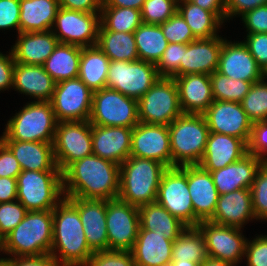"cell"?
I'll return each mask as SVG.
<instances>
[{"instance_id": "obj_1", "label": "cell", "mask_w": 267, "mask_h": 266, "mask_svg": "<svg viewBox=\"0 0 267 266\" xmlns=\"http://www.w3.org/2000/svg\"><path fill=\"white\" fill-rule=\"evenodd\" d=\"M119 178L120 165L92 154L71 163L62 172L64 197L116 199Z\"/></svg>"}, {"instance_id": "obj_2", "label": "cell", "mask_w": 267, "mask_h": 266, "mask_svg": "<svg viewBox=\"0 0 267 266\" xmlns=\"http://www.w3.org/2000/svg\"><path fill=\"white\" fill-rule=\"evenodd\" d=\"M52 213L53 238L50 255L59 266H86L94 251L86 241L78 208L64 197Z\"/></svg>"}, {"instance_id": "obj_3", "label": "cell", "mask_w": 267, "mask_h": 266, "mask_svg": "<svg viewBox=\"0 0 267 266\" xmlns=\"http://www.w3.org/2000/svg\"><path fill=\"white\" fill-rule=\"evenodd\" d=\"M53 238L52 210L27 211L23 220L1 240V252L10 257L50 254Z\"/></svg>"}, {"instance_id": "obj_4", "label": "cell", "mask_w": 267, "mask_h": 266, "mask_svg": "<svg viewBox=\"0 0 267 266\" xmlns=\"http://www.w3.org/2000/svg\"><path fill=\"white\" fill-rule=\"evenodd\" d=\"M166 169L159 161L129 156L120 165L118 198L138 208L156 202Z\"/></svg>"}, {"instance_id": "obj_5", "label": "cell", "mask_w": 267, "mask_h": 266, "mask_svg": "<svg viewBox=\"0 0 267 266\" xmlns=\"http://www.w3.org/2000/svg\"><path fill=\"white\" fill-rule=\"evenodd\" d=\"M168 128L172 167L199 164L210 134L204 116L183 113Z\"/></svg>"}, {"instance_id": "obj_6", "label": "cell", "mask_w": 267, "mask_h": 266, "mask_svg": "<svg viewBox=\"0 0 267 266\" xmlns=\"http://www.w3.org/2000/svg\"><path fill=\"white\" fill-rule=\"evenodd\" d=\"M57 123L50 101H32L7 122L0 140L53 143Z\"/></svg>"}, {"instance_id": "obj_7", "label": "cell", "mask_w": 267, "mask_h": 266, "mask_svg": "<svg viewBox=\"0 0 267 266\" xmlns=\"http://www.w3.org/2000/svg\"><path fill=\"white\" fill-rule=\"evenodd\" d=\"M16 179L17 200L27 211L53 210L64 199L61 171L23 170Z\"/></svg>"}, {"instance_id": "obj_8", "label": "cell", "mask_w": 267, "mask_h": 266, "mask_svg": "<svg viewBox=\"0 0 267 266\" xmlns=\"http://www.w3.org/2000/svg\"><path fill=\"white\" fill-rule=\"evenodd\" d=\"M137 102L141 123L168 126L183 114L177 84L172 77H160Z\"/></svg>"}, {"instance_id": "obj_9", "label": "cell", "mask_w": 267, "mask_h": 266, "mask_svg": "<svg viewBox=\"0 0 267 266\" xmlns=\"http://www.w3.org/2000/svg\"><path fill=\"white\" fill-rule=\"evenodd\" d=\"M89 122L96 126L134 128L140 122L138 102L107 87L94 91Z\"/></svg>"}, {"instance_id": "obj_10", "label": "cell", "mask_w": 267, "mask_h": 266, "mask_svg": "<svg viewBox=\"0 0 267 266\" xmlns=\"http://www.w3.org/2000/svg\"><path fill=\"white\" fill-rule=\"evenodd\" d=\"M159 78L156 65L152 63L110 61L106 87L138 101Z\"/></svg>"}, {"instance_id": "obj_11", "label": "cell", "mask_w": 267, "mask_h": 266, "mask_svg": "<svg viewBox=\"0 0 267 266\" xmlns=\"http://www.w3.org/2000/svg\"><path fill=\"white\" fill-rule=\"evenodd\" d=\"M156 202L187 227H194V209L187 183V165L170 167L164 171Z\"/></svg>"}, {"instance_id": "obj_12", "label": "cell", "mask_w": 267, "mask_h": 266, "mask_svg": "<svg viewBox=\"0 0 267 266\" xmlns=\"http://www.w3.org/2000/svg\"><path fill=\"white\" fill-rule=\"evenodd\" d=\"M53 149L56 164L63 172L71 163L93 154L89 121L58 122Z\"/></svg>"}, {"instance_id": "obj_13", "label": "cell", "mask_w": 267, "mask_h": 266, "mask_svg": "<svg viewBox=\"0 0 267 266\" xmlns=\"http://www.w3.org/2000/svg\"><path fill=\"white\" fill-rule=\"evenodd\" d=\"M139 227L138 207L119 198L106 200L108 250L131 251L138 236Z\"/></svg>"}, {"instance_id": "obj_14", "label": "cell", "mask_w": 267, "mask_h": 266, "mask_svg": "<svg viewBox=\"0 0 267 266\" xmlns=\"http://www.w3.org/2000/svg\"><path fill=\"white\" fill-rule=\"evenodd\" d=\"M99 28L100 13H85L60 7L51 31L59 43L84 48L96 45Z\"/></svg>"}, {"instance_id": "obj_15", "label": "cell", "mask_w": 267, "mask_h": 266, "mask_svg": "<svg viewBox=\"0 0 267 266\" xmlns=\"http://www.w3.org/2000/svg\"><path fill=\"white\" fill-rule=\"evenodd\" d=\"M93 92L79 78L56 83L50 100L57 122L89 121Z\"/></svg>"}, {"instance_id": "obj_16", "label": "cell", "mask_w": 267, "mask_h": 266, "mask_svg": "<svg viewBox=\"0 0 267 266\" xmlns=\"http://www.w3.org/2000/svg\"><path fill=\"white\" fill-rule=\"evenodd\" d=\"M196 227L204 236L209 258L237 265L245 257L247 239L241 229L209 220L200 221Z\"/></svg>"}, {"instance_id": "obj_17", "label": "cell", "mask_w": 267, "mask_h": 266, "mask_svg": "<svg viewBox=\"0 0 267 266\" xmlns=\"http://www.w3.org/2000/svg\"><path fill=\"white\" fill-rule=\"evenodd\" d=\"M202 115L210 132L234 136L248 144L253 122L241 103L214 100Z\"/></svg>"}, {"instance_id": "obj_18", "label": "cell", "mask_w": 267, "mask_h": 266, "mask_svg": "<svg viewBox=\"0 0 267 266\" xmlns=\"http://www.w3.org/2000/svg\"><path fill=\"white\" fill-rule=\"evenodd\" d=\"M130 156L153 159L172 167L168 126L139 122L132 128Z\"/></svg>"}, {"instance_id": "obj_19", "label": "cell", "mask_w": 267, "mask_h": 266, "mask_svg": "<svg viewBox=\"0 0 267 266\" xmlns=\"http://www.w3.org/2000/svg\"><path fill=\"white\" fill-rule=\"evenodd\" d=\"M187 183L194 209V227L209 220L216 209L218 191L211 173L200 165H187Z\"/></svg>"}, {"instance_id": "obj_20", "label": "cell", "mask_w": 267, "mask_h": 266, "mask_svg": "<svg viewBox=\"0 0 267 266\" xmlns=\"http://www.w3.org/2000/svg\"><path fill=\"white\" fill-rule=\"evenodd\" d=\"M217 71L229 78L252 83L263 79L262 69L243 42L223 40Z\"/></svg>"}, {"instance_id": "obj_21", "label": "cell", "mask_w": 267, "mask_h": 266, "mask_svg": "<svg viewBox=\"0 0 267 266\" xmlns=\"http://www.w3.org/2000/svg\"><path fill=\"white\" fill-rule=\"evenodd\" d=\"M221 37L196 39L183 44V60L180 62V76L186 74H212L218 69L219 56L223 46Z\"/></svg>"}, {"instance_id": "obj_22", "label": "cell", "mask_w": 267, "mask_h": 266, "mask_svg": "<svg viewBox=\"0 0 267 266\" xmlns=\"http://www.w3.org/2000/svg\"><path fill=\"white\" fill-rule=\"evenodd\" d=\"M68 198L77 208L89 247L95 251L108 250L106 200Z\"/></svg>"}, {"instance_id": "obj_23", "label": "cell", "mask_w": 267, "mask_h": 266, "mask_svg": "<svg viewBox=\"0 0 267 266\" xmlns=\"http://www.w3.org/2000/svg\"><path fill=\"white\" fill-rule=\"evenodd\" d=\"M93 154L121 165L129 156L132 128L91 125Z\"/></svg>"}, {"instance_id": "obj_24", "label": "cell", "mask_w": 267, "mask_h": 266, "mask_svg": "<svg viewBox=\"0 0 267 266\" xmlns=\"http://www.w3.org/2000/svg\"><path fill=\"white\" fill-rule=\"evenodd\" d=\"M248 154V144L234 136L210 132L204 155L198 165L216 171L239 161Z\"/></svg>"}, {"instance_id": "obj_25", "label": "cell", "mask_w": 267, "mask_h": 266, "mask_svg": "<svg viewBox=\"0 0 267 266\" xmlns=\"http://www.w3.org/2000/svg\"><path fill=\"white\" fill-rule=\"evenodd\" d=\"M265 161L247 154L242 159L216 171H209L219 195L238 189H250Z\"/></svg>"}, {"instance_id": "obj_26", "label": "cell", "mask_w": 267, "mask_h": 266, "mask_svg": "<svg viewBox=\"0 0 267 266\" xmlns=\"http://www.w3.org/2000/svg\"><path fill=\"white\" fill-rule=\"evenodd\" d=\"M255 218L250 189H238L219 195L217 206L209 221L241 229Z\"/></svg>"}, {"instance_id": "obj_27", "label": "cell", "mask_w": 267, "mask_h": 266, "mask_svg": "<svg viewBox=\"0 0 267 266\" xmlns=\"http://www.w3.org/2000/svg\"><path fill=\"white\" fill-rule=\"evenodd\" d=\"M174 80L183 113L203 114L214 101L210 75L186 74Z\"/></svg>"}, {"instance_id": "obj_28", "label": "cell", "mask_w": 267, "mask_h": 266, "mask_svg": "<svg viewBox=\"0 0 267 266\" xmlns=\"http://www.w3.org/2000/svg\"><path fill=\"white\" fill-rule=\"evenodd\" d=\"M173 241L164 234L139 227L131 253L135 266H170Z\"/></svg>"}, {"instance_id": "obj_29", "label": "cell", "mask_w": 267, "mask_h": 266, "mask_svg": "<svg viewBox=\"0 0 267 266\" xmlns=\"http://www.w3.org/2000/svg\"><path fill=\"white\" fill-rule=\"evenodd\" d=\"M17 38L11 52L15 62L26 65H43L59 43L51 30L20 32Z\"/></svg>"}, {"instance_id": "obj_30", "label": "cell", "mask_w": 267, "mask_h": 266, "mask_svg": "<svg viewBox=\"0 0 267 266\" xmlns=\"http://www.w3.org/2000/svg\"><path fill=\"white\" fill-rule=\"evenodd\" d=\"M23 170L61 171L56 164L53 143L1 140Z\"/></svg>"}, {"instance_id": "obj_31", "label": "cell", "mask_w": 267, "mask_h": 266, "mask_svg": "<svg viewBox=\"0 0 267 266\" xmlns=\"http://www.w3.org/2000/svg\"><path fill=\"white\" fill-rule=\"evenodd\" d=\"M56 82L44 70L43 65H26L15 62L13 89L21 94L30 95L37 101H50Z\"/></svg>"}, {"instance_id": "obj_32", "label": "cell", "mask_w": 267, "mask_h": 266, "mask_svg": "<svg viewBox=\"0 0 267 266\" xmlns=\"http://www.w3.org/2000/svg\"><path fill=\"white\" fill-rule=\"evenodd\" d=\"M59 8L58 0H20V32L52 30Z\"/></svg>"}, {"instance_id": "obj_33", "label": "cell", "mask_w": 267, "mask_h": 266, "mask_svg": "<svg viewBox=\"0 0 267 266\" xmlns=\"http://www.w3.org/2000/svg\"><path fill=\"white\" fill-rule=\"evenodd\" d=\"M110 60L97 46L84 47L81 50L78 78L92 91L106 87Z\"/></svg>"}, {"instance_id": "obj_34", "label": "cell", "mask_w": 267, "mask_h": 266, "mask_svg": "<svg viewBox=\"0 0 267 266\" xmlns=\"http://www.w3.org/2000/svg\"><path fill=\"white\" fill-rule=\"evenodd\" d=\"M138 209L140 226L144 230L164 234L171 241H174L187 228L157 202L140 206Z\"/></svg>"}, {"instance_id": "obj_35", "label": "cell", "mask_w": 267, "mask_h": 266, "mask_svg": "<svg viewBox=\"0 0 267 266\" xmlns=\"http://www.w3.org/2000/svg\"><path fill=\"white\" fill-rule=\"evenodd\" d=\"M82 47L58 43L53 53L44 62V70L56 83L78 78Z\"/></svg>"}, {"instance_id": "obj_36", "label": "cell", "mask_w": 267, "mask_h": 266, "mask_svg": "<svg viewBox=\"0 0 267 266\" xmlns=\"http://www.w3.org/2000/svg\"><path fill=\"white\" fill-rule=\"evenodd\" d=\"M177 12L197 39L218 36L217 31L223 22L213 12L202 9L188 0H178Z\"/></svg>"}, {"instance_id": "obj_37", "label": "cell", "mask_w": 267, "mask_h": 266, "mask_svg": "<svg viewBox=\"0 0 267 266\" xmlns=\"http://www.w3.org/2000/svg\"><path fill=\"white\" fill-rule=\"evenodd\" d=\"M96 45L110 61L132 62L139 60L133 32L99 30Z\"/></svg>"}, {"instance_id": "obj_38", "label": "cell", "mask_w": 267, "mask_h": 266, "mask_svg": "<svg viewBox=\"0 0 267 266\" xmlns=\"http://www.w3.org/2000/svg\"><path fill=\"white\" fill-rule=\"evenodd\" d=\"M133 34L139 60L156 65L168 46L160 25L142 23Z\"/></svg>"}, {"instance_id": "obj_39", "label": "cell", "mask_w": 267, "mask_h": 266, "mask_svg": "<svg viewBox=\"0 0 267 266\" xmlns=\"http://www.w3.org/2000/svg\"><path fill=\"white\" fill-rule=\"evenodd\" d=\"M203 234L197 227H187L174 241L172 261H191L202 264L208 259Z\"/></svg>"}, {"instance_id": "obj_40", "label": "cell", "mask_w": 267, "mask_h": 266, "mask_svg": "<svg viewBox=\"0 0 267 266\" xmlns=\"http://www.w3.org/2000/svg\"><path fill=\"white\" fill-rule=\"evenodd\" d=\"M141 10L125 7H102L99 30L134 32L142 24Z\"/></svg>"}, {"instance_id": "obj_41", "label": "cell", "mask_w": 267, "mask_h": 266, "mask_svg": "<svg viewBox=\"0 0 267 266\" xmlns=\"http://www.w3.org/2000/svg\"><path fill=\"white\" fill-rule=\"evenodd\" d=\"M214 100L241 103L252 87V82L229 78L217 70L210 74Z\"/></svg>"}, {"instance_id": "obj_42", "label": "cell", "mask_w": 267, "mask_h": 266, "mask_svg": "<svg viewBox=\"0 0 267 266\" xmlns=\"http://www.w3.org/2000/svg\"><path fill=\"white\" fill-rule=\"evenodd\" d=\"M241 104L253 123L267 120V83L264 79L253 83Z\"/></svg>"}, {"instance_id": "obj_43", "label": "cell", "mask_w": 267, "mask_h": 266, "mask_svg": "<svg viewBox=\"0 0 267 266\" xmlns=\"http://www.w3.org/2000/svg\"><path fill=\"white\" fill-rule=\"evenodd\" d=\"M178 0H145L141 9L142 22L160 25L177 12Z\"/></svg>"}, {"instance_id": "obj_44", "label": "cell", "mask_w": 267, "mask_h": 266, "mask_svg": "<svg viewBox=\"0 0 267 266\" xmlns=\"http://www.w3.org/2000/svg\"><path fill=\"white\" fill-rule=\"evenodd\" d=\"M250 191L256 220H267V161L260 167Z\"/></svg>"}, {"instance_id": "obj_45", "label": "cell", "mask_w": 267, "mask_h": 266, "mask_svg": "<svg viewBox=\"0 0 267 266\" xmlns=\"http://www.w3.org/2000/svg\"><path fill=\"white\" fill-rule=\"evenodd\" d=\"M160 27L168 43L188 44L197 39L178 12L160 24Z\"/></svg>"}, {"instance_id": "obj_46", "label": "cell", "mask_w": 267, "mask_h": 266, "mask_svg": "<svg viewBox=\"0 0 267 266\" xmlns=\"http://www.w3.org/2000/svg\"><path fill=\"white\" fill-rule=\"evenodd\" d=\"M183 60V44L168 43L167 48L156 64L160 77L180 76V62Z\"/></svg>"}, {"instance_id": "obj_47", "label": "cell", "mask_w": 267, "mask_h": 266, "mask_svg": "<svg viewBox=\"0 0 267 266\" xmlns=\"http://www.w3.org/2000/svg\"><path fill=\"white\" fill-rule=\"evenodd\" d=\"M26 213V208L18 200L0 203V240L23 220Z\"/></svg>"}, {"instance_id": "obj_48", "label": "cell", "mask_w": 267, "mask_h": 266, "mask_svg": "<svg viewBox=\"0 0 267 266\" xmlns=\"http://www.w3.org/2000/svg\"><path fill=\"white\" fill-rule=\"evenodd\" d=\"M86 266H135L131 251H95Z\"/></svg>"}, {"instance_id": "obj_49", "label": "cell", "mask_w": 267, "mask_h": 266, "mask_svg": "<svg viewBox=\"0 0 267 266\" xmlns=\"http://www.w3.org/2000/svg\"><path fill=\"white\" fill-rule=\"evenodd\" d=\"M248 153L267 161V120L253 123Z\"/></svg>"}, {"instance_id": "obj_50", "label": "cell", "mask_w": 267, "mask_h": 266, "mask_svg": "<svg viewBox=\"0 0 267 266\" xmlns=\"http://www.w3.org/2000/svg\"><path fill=\"white\" fill-rule=\"evenodd\" d=\"M247 266H267V235H260L246 242Z\"/></svg>"}, {"instance_id": "obj_51", "label": "cell", "mask_w": 267, "mask_h": 266, "mask_svg": "<svg viewBox=\"0 0 267 266\" xmlns=\"http://www.w3.org/2000/svg\"><path fill=\"white\" fill-rule=\"evenodd\" d=\"M20 0H0V29H17L20 33Z\"/></svg>"}, {"instance_id": "obj_52", "label": "cell", "mask_w": 267, "mask_h": 266, "mask_svg": "<svg viewBox=\"0 0 267 266\" xmlns=\"http://www.w3.org/2000/svg\"><path fill=\"white\" fill-rule=\"evenodd\" d=\"M247 34L267 33V5L258 6L241 15Z\"/></svg>"}, {"instance_id": "obj_53", "label": "cell", "mask_w": 267, "mask_h": 266, "mask_svg": "<svg viewBox=\"0 0 267 266\" xmlns=\"http://www.w3.org/2000/svg\"><path fill=\"white\" fill-rule=\"evenodd\" d=\"M243 43L255 58L258 66L263 69L267 64V33L247 34Z\"/></svg>"}, {"instance_id": "obj_54", "label": "cell", "mask_w": 267, "mask_h": 266, "mask_svg": "<svg viewBox=\"0 0 267 266\" xmlns=\"http://www.w3.org/2000/svg\"><path fill=\"white\" fill-rule=\"evenodd\" d=\"M22 172L19 162L0 140V177L17 178Z\"/></svg>"}, {"instance_id": "obj_55", "label": "cell", "mask_w": 267, "mask_h": 266, "mask_svg": "<svg viewBox=\"0 0 267 266\" xmlns=\"http://www.w3.org/2000/svg\"><path fill=\"white\" fill-rule=\"evenodd\" d=\"M263 5H267V0H225L226 20Z\"/></svg>"}, {"instance_id": "obj_56", "label": "cell", "mask_w": 267, "mask_h": 266, "mask_svg": "<svg viewBox=\"0 0 267 266\" xmlns=\"http://www.w3.org/2000/svg\"><path fill=\"white\" fill-rule=\"evenodd\" d=\"M15 61L12 52L4 55L0 52V91L13 87Z\"/></svg>"}, {"instance_id": "obj_57", "label": "cell", "mask_w": 267, "mask_h": 266, "mask_svg": "<svg viewBox=\"0 0 267 266\" xmlns=\"http://www.w3.org/2000/svg\"><path fill=\"white\" fill-rule=\"evenodd\" d=\"M59 6L85 13H100L103 0H58Z\"/></svg>"}, {"instance_id": "obj_58", "label": "cell", "mask_w": 267, "mask_h": 266, "mask_svg": "<svg viewBox=\"0 0 267 266\" xmlns=\"http://www.w3.org/2000/svg\"><path fill=\"white\" fill-rule=\"evenodd\" d=\"M10 266H59L58 262L50 255L12 257Z\"/></svg>"}, {"instance_id": "obj_59", "label": "cell", "mask_w": 267, "mask_h": 266, "mask_svg": "<svg viewBox=\"0 0 267 266\" xmlns=\"http://www.w3.org/2000/svg\"><path fill=\"white\" fill-rule=\"evenodd\" d=\"M17 200V179L0 177V203Z\"/></svg>"}, {"instance_id": "obj_60", "label": "cell", "mask_w": 267, "mask_h": 266, "mask_svg": "<svg viewBox=\"0 0 267 266\" xmlns=\"http://www.w3.org/2000/svg\"><path fill=\"white\" fill-rule=\"evenodd\" d=\"M202 9L213 12L222 22L226 20L225 0H188Z\"/></svg>"}, {"instance_id": "obj_61", "label": "cell", "mask_w": 267, "mask_h": 266, "mask_svg": "<svg viewBox=\"0 0 267 266\" xmlns=\"http://www.w3.org/2000/svg\"><path fill=\"white\" fill-rule=\"evenodd\" d=\"M145 0H103L102 7H125L141 10Z\"/></svg>"}, {"instance_id": "obj_62", "label": "cell", "mask_w": 267, "mask_h": 266, "mask_svg": "<svg viewBox=\"0 0 267 266\" xmlns=\"http://www.w3.org/2000/svg\"><path fill=\"white\" fill-rule=\"evenodd\" d=\"M201 266H236L234 264L224 262L221 260H216L212 258H208L206 261H204Z\"/></svg>"}, {"instance_id": "obj_63", "label": "cell", "mask_w": 267, "mask_h": 266, "mask_svg": "<svg viewBox=\"0 0 267 266\" xmlns=\"http://www.w3.org/2000/svg\"><path fill=\"white\" fill-rule=\"evenodd\" d=\"M170 266H201L199 263L191 262V261H172Z\"/></svg>"}, {"instance_id": "obj_64", "label": "cell", "mask_w": 267, "mask_h": 266, "mask_svg": "<svg viewBox=\"0 0 267 266\" xmlns=\"http://www.w3.org/2000/svg\"><path fill=\"white\" fill-rule=\"evenodd\" d=\"M0 266H10V257L0 258Z\"/></svg>"}, {"instance_id": "obj_65", "label": "cell", "mask_w": 267, "mask_h": 266, "mask_svg": "<svg viewBox=\"0 0 267 266\" xmlns=\"http://www.w3.org/2000/svg\"><path fill=\"white\" fill-rule=\"evenodd\" d=\"M262 77H263L264 80H266V78H267V64L262 69Z\"/></svg>"}]
</instances>
